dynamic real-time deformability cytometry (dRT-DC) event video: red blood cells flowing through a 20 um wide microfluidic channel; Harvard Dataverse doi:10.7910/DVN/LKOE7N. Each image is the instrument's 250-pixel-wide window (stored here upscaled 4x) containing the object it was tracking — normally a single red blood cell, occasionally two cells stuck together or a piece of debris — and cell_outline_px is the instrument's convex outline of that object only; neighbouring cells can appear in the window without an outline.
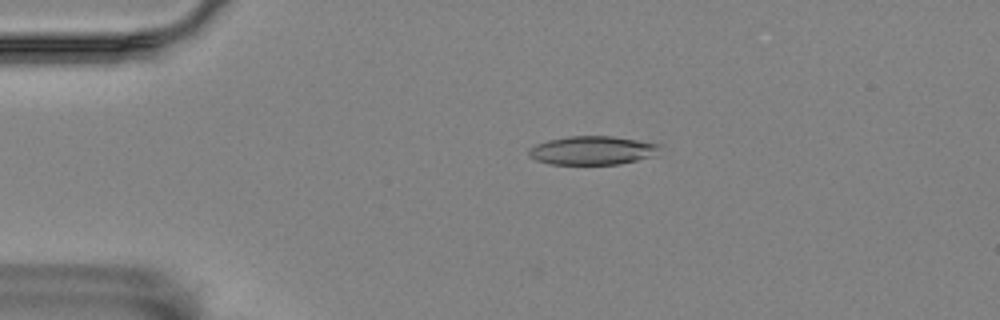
{"species": "Egyptian fruit bat (a non-hibernating species)", "species_latin": "Rousettus aegyptiacus", "temperature_condition": "room temperature", "stored_images_in_passage": 57, "camera_frame_rate_fps": 3000, "um_per_image_px": 0.085, "animal": {"sex": "female"}, "frame": {"image": 1, "passage_image": 12, "time_ms": 3.667, "image_size_px": [1000, 320], "cell_outline_px": [[660, 144], [656, 156], [620, 164], [548, 164], [536, 160], [528, 156], [528, 148], [536, 144], [548, 140], [568, 136], [612, 136]], "centroid_in_image_um": [50.33, 12.79], "position_along_channel_um": 34.7, "area_um2": 21.96}}
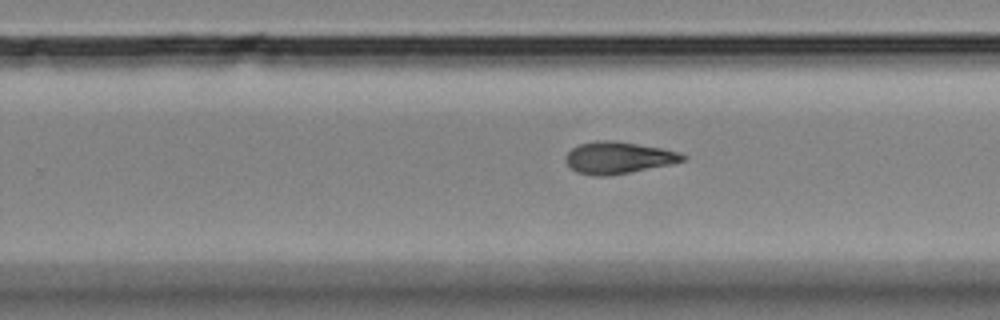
{"frame": {"image": 2, "passage_image": 36, "time_ms": 11.667, "image_size_px": [1000, 320], "cell_outline_px": [[688, 156], [684, 160], [672, 164], [632, 172], [608, 176], [592, 176], [576, 172], [564, 160], [568, 152], [572, 148], [580, 144], [596, 140], [616, 140], [660, 148], [680, 152]], "centroid_in_image_um": [52.56, 13.41], "position_along_channel_um": 277.2, "area_um2": 21.91}}
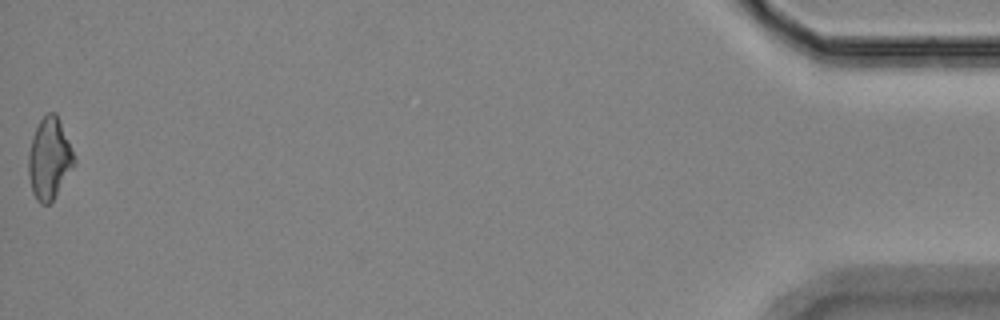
{"frame": {"image": 3, "passage_image": 57, "time_ms": 18.667, "image_size_px": [1000, 320], "cell_outline_px": [[76, 164], [52, 200], [48, 204], [40, 204], [36, 200], [32, 192], [28, 172], [28, 152], [32, 136], [40, 120], [48, 112], [56, 112], [76, 160]], "centroid_in_image_um": [4.18, 13.49], "position_along_channel_um": 431.0, "area_um2": 21.56}, "authors_computed_cell_mechanics": {"area_um2": 21.5594, "velocity_mm_per_s": 3.513, "shape_relaxation_time_tau1_ms": 7.4336, "shape_relaxation_time_tau2_ms": 10.1233, "deformation_change_tau1": 0.1685, "deformation_change_tau2": 0.2072}}